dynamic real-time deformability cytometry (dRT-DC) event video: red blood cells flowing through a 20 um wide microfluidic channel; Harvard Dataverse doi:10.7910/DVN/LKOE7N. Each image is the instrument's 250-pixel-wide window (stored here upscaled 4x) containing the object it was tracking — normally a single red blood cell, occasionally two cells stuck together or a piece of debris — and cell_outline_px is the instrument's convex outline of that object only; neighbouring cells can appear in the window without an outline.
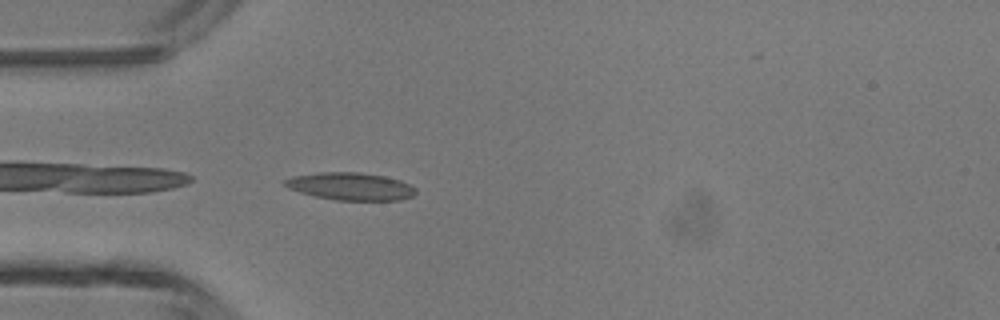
{"species": "common noctule bat (a hibernating species)", "species_latin": "Nyctalus noctula", "temperature_condition": "room temperature", "stored_images_in_passage": 34, "camera_frame_rate_fps": 3000, "um_per_image_px": 0.085, "animal": {"sex": "male", "body_mass_g": 13.3}, "frame": {"image": 1, "passage_image": 1, "time_ms": 0.0, "image_size_px": [1000, 320], "cell_outline_px": [[416, 192], [412, 196], [400, 200], [336, 200], [316, 196], [300, 192], [288, 188], [284, 184], [284, 180], [292, 176], [320, 172], [360, 172], [384, 176], [400, 180], [416, 188]], "centroid_in_image_um": [29.8, 15.83], "position_along_channel_um": 55.2, "area_um2": 20.92}}
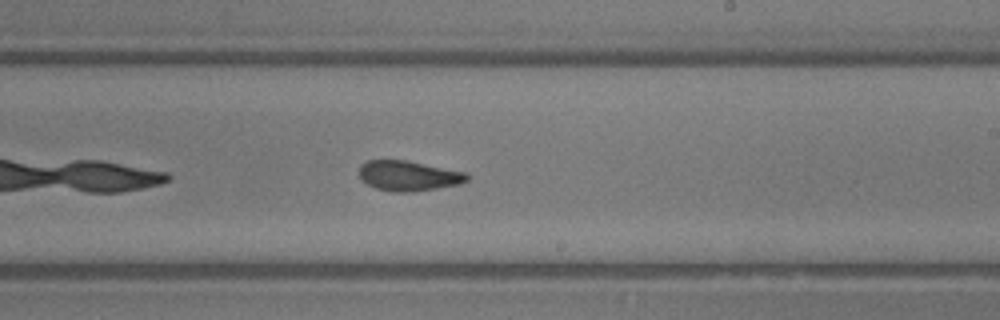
{"frame": {"image": 2, "passage_image": 15, "time_ms": 4.667, "image_size_px": [1000, 320], "cell_outline_px": [[468, 180], [460, 184], [412, 192], [392, 192], [376, 188], [368, 184], [360, 176], [360, 164], [368, 160], [404, 160], [464, 172], [468, 176]], "centroid_in_image_um": [34.7, 14.95], "position_along_channel_um": 254.3, "area_um2": 18.61}}
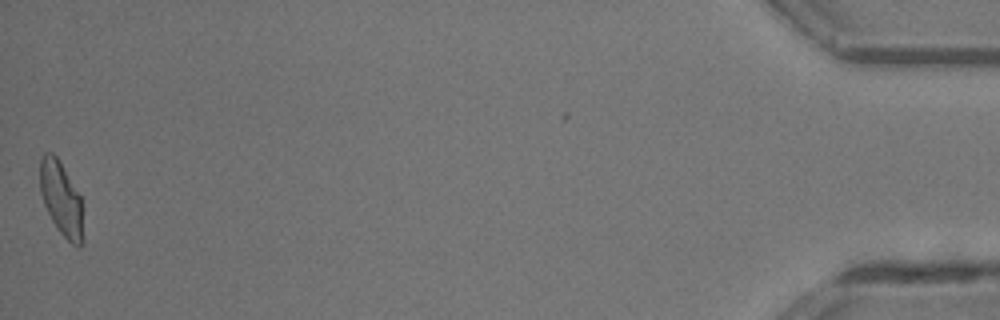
{"frame": {"image": 3, "passage_image": 34, "time_ms": 11.0, "image_size_px": [1000, 320], "cell_outline_px": [[84, 244], [80, 248], [76, 248], [56, 228], [44, 204], [40, 192], [40, 156], [44, 152], [52, 152], [56, 156], [80, 196], [84, 236]], "centroid_in_image_um": [5.21, 16.95], "position_along_channel_um": 430.0, "area_um2": 18.67}, "authors_computed_cell_mechanics": {"area_um2": 18.9295, "velocity_mm_per_s": 4.3866, "shape_relaxation_time_tau1_ms": null, "shape_relaxation_time_tau2_ms": 1.7501, "deformation_change_tau1": null, "deformation_change_tau2": 0.0931}}